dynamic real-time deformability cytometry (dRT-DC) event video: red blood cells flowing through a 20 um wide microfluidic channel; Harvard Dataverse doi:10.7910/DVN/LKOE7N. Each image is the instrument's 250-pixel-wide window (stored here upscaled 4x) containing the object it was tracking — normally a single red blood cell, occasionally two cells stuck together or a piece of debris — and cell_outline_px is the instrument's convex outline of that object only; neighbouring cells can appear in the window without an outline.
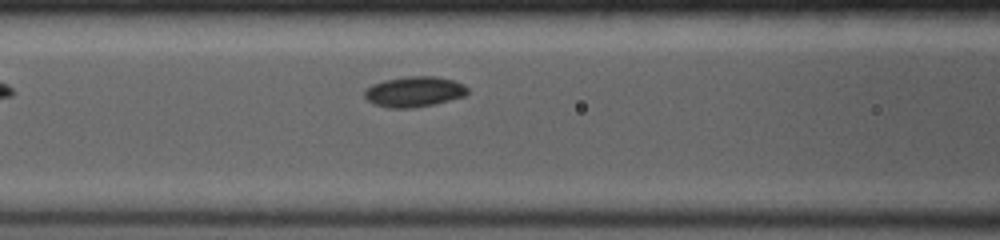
{"species": "common noctule bat (a hibernating species)", "species_latin": "Nyctalus noctula", "temperature_condition": "room temperature", "stored_images_in_passage": 5, "camera_frame_rate_fps": 4000, "um_per_image_px": 0.085, "animal": {"sex": "female", "body_mass_g": 19.0, "forearm_length_mm": 53.3}, "frame": {"image": 1, "passage_image": 5, "time_ms": 3.25, "image_size_px": [1000, 240], "cell_outline_px": [[468, 92], [464, 96], [436, 104], [412, 108], [388, 108], [372, 104], [364, 96], [364, 92], [372, 84], [384, 80], [408, 76], [436, 76], [452, 80], [464, 84], [468, 88]], "centroid_in_image_um": [35.2, 7.8], "position_along_channel_um": 131.4, "area_um2": 18.38}}